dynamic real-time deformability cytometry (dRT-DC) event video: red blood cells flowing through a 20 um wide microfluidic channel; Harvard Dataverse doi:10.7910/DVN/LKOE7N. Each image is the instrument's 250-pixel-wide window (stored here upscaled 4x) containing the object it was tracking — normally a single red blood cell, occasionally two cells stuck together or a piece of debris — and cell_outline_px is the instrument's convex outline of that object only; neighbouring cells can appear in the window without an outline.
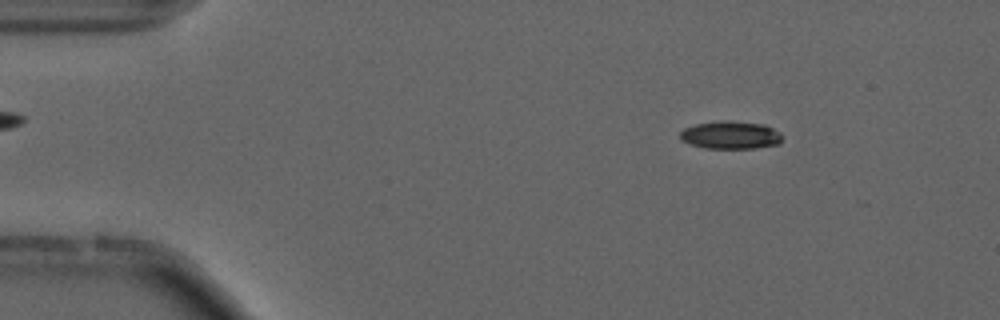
{"species": "common noctule bat (a hibernating species)", "species_latin": "Nyctalus noctula", "temperature_condition": "cold", "stored_images_in_passage": 47, "camera_frame_rate_fps": 3000, "um_per_image_px": 0.085, "animal": {"sex": "male", "forearm_length_mm": 52.5}, "frame": {"image": 1, "passage_image": 7, "time_ms": 2.0, "image_size_px": [1000, 320], "cell_outline_px": [[784, 136], [780, 144], [756, 148], [704, 148], [680, 140], [680, 132], [684, 128], [696, 124], [728, 120], [764, 124], [780, 132]], "centroid_in_image_um": [62.14, 11.48], "position_along_channel_um": 22.9, "area_um2": 16.65}}
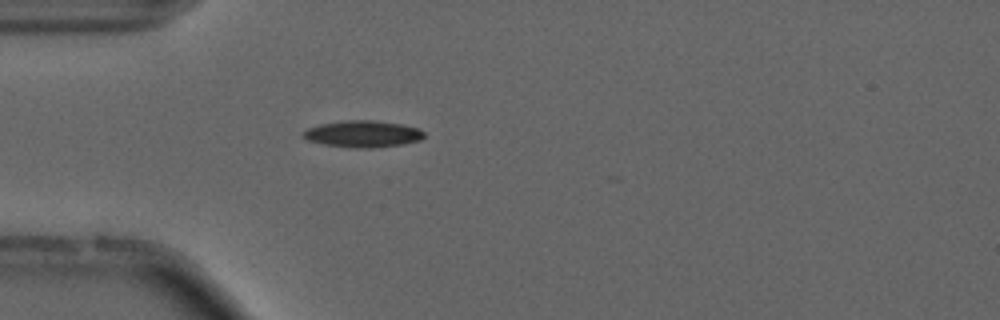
{"frame": {"image": 2, "passage_image": 15, "time_ms": 4.667, "image_size_px": [1000, 320], "cell_outline_px": [[424, 136], [420, 140], [400, 144], [372, 148], [356, 148], [324, 144], [308, 140], [300, 136], [308, 128], [320, 124], [344, 120], [376, 120], [400, 124], [416, 128], [424, 132]], "centroid_in_image_um": [30.81, 11.38], "position_along_channel_um": 54.2, "area_um2": 18.61}, "authors_computed_cell_mechanics": {"area_um2": 17.2822, "velocity_mm_per_s": 3.7393, "shape_relaxation_time_tau1_ms": 7.4756, "shape_relaxation_time_tau2_ms": 5.0837, "deformation_change_tau1": 0.1735, "deformation_change_tau2": 0.1253}}